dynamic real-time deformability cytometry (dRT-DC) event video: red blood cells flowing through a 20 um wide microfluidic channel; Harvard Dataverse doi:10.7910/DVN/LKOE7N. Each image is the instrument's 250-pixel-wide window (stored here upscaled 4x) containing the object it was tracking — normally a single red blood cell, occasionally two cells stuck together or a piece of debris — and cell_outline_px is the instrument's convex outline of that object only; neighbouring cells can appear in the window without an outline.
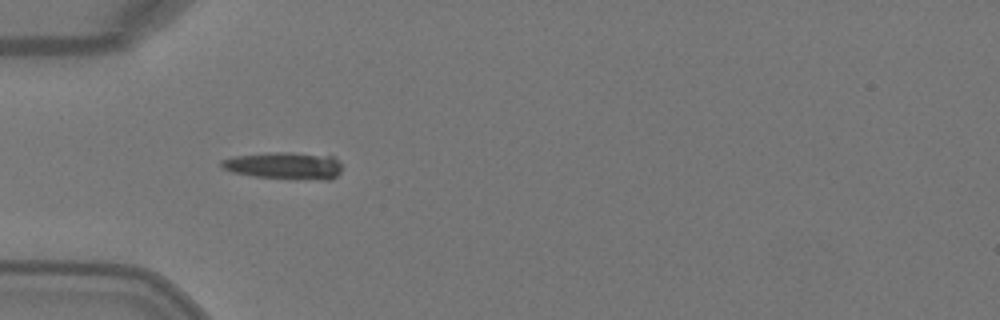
{"species": "Egyptian fruit bat (a non-hibernating species)", "species_latin": "Rousettus aegyptiacus", "temperature_condition": "warm", "stored_images_in_passage": 4, "camera_frame_rate_fps": 3000, "um_per_image_px": 0.085, "animal": {"sex": "female"}, "frame": {"image": 1, "passage_image": 3, "time_ms": 0.667, "image_size_px": [1000, 320], "cell_outline_px": [[340, 172], [332, 180], [324, 180], [252, 176], [232, 172], [224, 168], [220, 164], [220, 160], [236, 156], [276, 152], [292, 152], [332, 156], [340, 164]], "centroid_in_image_um": [24.18, 14.08], "position_along_channel_um": 60.8, "area_um2": 18.84}}
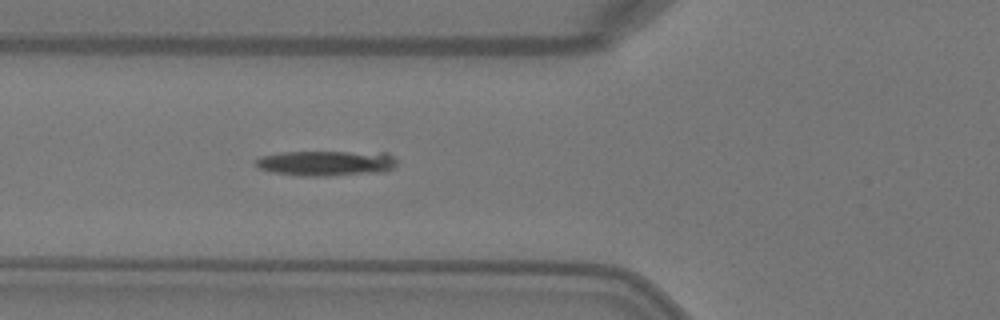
{"frame": {"image": 2, "passage_image": 4, "time_ms": 1.0, "image_size_px": [1000, 320], "cell_outline_px": [[396, 164], [392, 168], [384, 172], [328, 176], [300, 176], [272, 172], [260, 168], [252, 160], [260, 156], [280, 152], [388, 152], [396, 160]], "centroid_in_image_um": [27.72, 13.87], "position_along_channel_um": 98.1, "area_um2": 21.04}}